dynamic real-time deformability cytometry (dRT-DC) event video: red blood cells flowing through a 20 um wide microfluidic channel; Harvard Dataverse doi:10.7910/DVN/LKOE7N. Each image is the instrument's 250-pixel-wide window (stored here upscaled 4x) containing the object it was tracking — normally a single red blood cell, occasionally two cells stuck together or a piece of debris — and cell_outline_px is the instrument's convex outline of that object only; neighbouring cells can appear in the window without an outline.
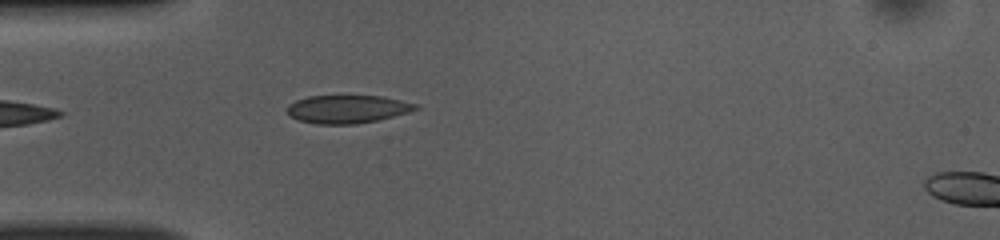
{"species": "common noctule bat (a hibernating species)", "species_latin": "Nyctalus noctula", "temperature_condition": "room temperature", "stored_images_in_passage": 23, "camera_frame_rate_fps": 3000, "um_per_image_px": 0.085, "animal": {"sex": "female", "body_mass_g": 10.0, "forearm_length_mm": 53.1}, "frame": {"image": 1, "passage_image": 1, "time_ms": 0.0, "image_size_px": [1000, 240], "cell_outline_px": [[420, 108], [408, 112], [376, 120], [356, 124], [316, 124], [300, 120], [288, 116], [288, 104], [296, 100], [308, 96], [380, 96], [420, 104]], "centroid_in_image_um": [29.52, 9.27], "position_along_channel_um": 55.5, "area_um2": 20.92}}
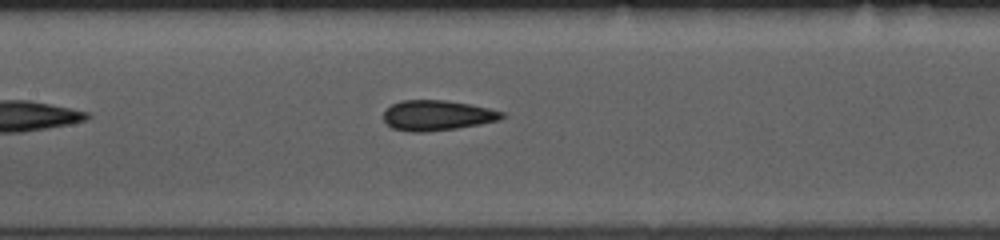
{"frame": {"image": 2, "passage_image": 10, "time_ms": 3.0, "image_size_px": [1000, 240], "cell_outline_px": [[508, 116], [500, 120], [480, 124], [456, 128], [428, 132], [412, 132], [392, 128], [384, 120], [384, 112], [392, 104], [400, 100], [444, 100], [468, 104], [488, 108], [504, 112]], "centroid_in_image_um": [37.18, 9.81], "position_along_channel_um": 170.2, "area_um2": 20.87}}
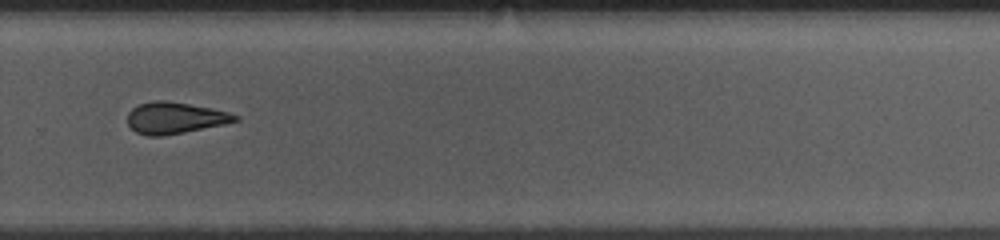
{"frame": {"image": 3, "passage_image": 21, "time_ms": 6.667, "image_size_px": [1000, 240], "cell_outline_px": [[240, 120], [224, 124], [164, 136], [148, 136], [136, 132], [128, 124], [128, 112], [132, 108], [140, 104], [152, 100], [164, 100], [212, 108], [228, 112], [240, 116]], "centroid_in_image_um": [14.87, 10.02], "position_along_channel_um": 314.9, "area_um2": 19.71}}